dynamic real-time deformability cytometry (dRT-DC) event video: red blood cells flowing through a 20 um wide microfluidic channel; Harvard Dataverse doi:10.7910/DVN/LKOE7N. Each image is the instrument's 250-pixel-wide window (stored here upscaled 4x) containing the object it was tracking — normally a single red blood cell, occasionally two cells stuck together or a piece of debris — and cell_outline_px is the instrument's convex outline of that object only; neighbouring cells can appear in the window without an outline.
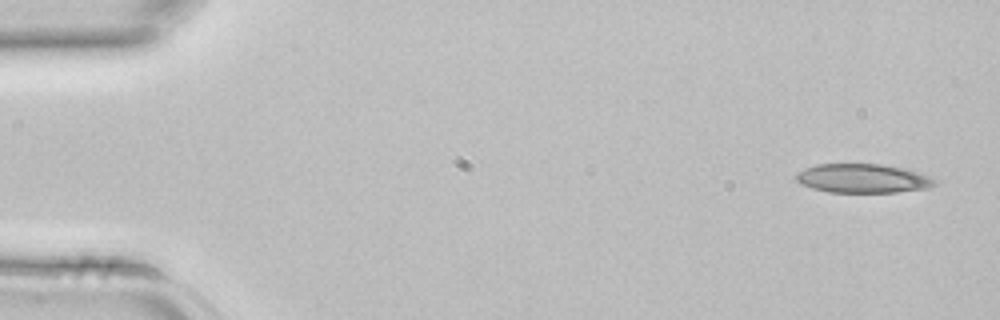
{"species": "common noctule bat (a hibernating species)", "species_latin": "Nyctalus noctula", "temperature_condition": "room temperature", "stored_images_in_passage": 4, "camera_frame_rate_fps": 3000, "um_per_image_px": 0.085, "animal": {"sex": "female", "body_mass_g": 22.7, "forearm_length_mm": 54.2}, "frame": {"image": 1, "passage_image": 1, "time_ms": 0.0, "image_size_px": [1000, 320], "cell_outline_px": [[936, 184], [928, 188], [896, 192], [828, 192], [812, 188], [800, 184], [796, 180], [796, 172], [804, 168], [816, 164], [884, 164], [916, 172], [928, 176], [936, 180]], "centroid_in_image_um": [73.28, 15.16], "position_along_channel_um": 11.7, "area_um2": 23.35}}
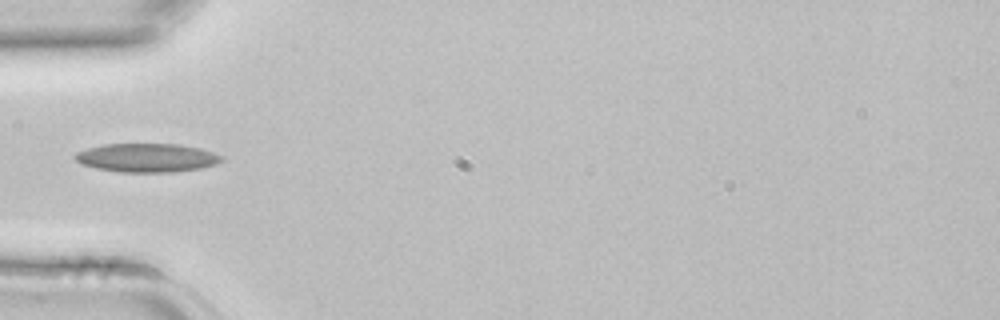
{"frame": {"image": 2, "passage_image": 4, "time_ms": 1.0, "image_size_px": [1000, 320], "cell_outline_px": [[224, 160], [216, 164], [200, 168], [172, 172], [120, 172], [96, 168], [80, 164], [72, 156], [76, 152], [88, 148], [104, 144], [180, 144], [200, 148], [224, 156]], "centroid_in_image_um": [12.48, 13.41], "position_along_channel_um": 72.5, "area_um2": 24.62}}